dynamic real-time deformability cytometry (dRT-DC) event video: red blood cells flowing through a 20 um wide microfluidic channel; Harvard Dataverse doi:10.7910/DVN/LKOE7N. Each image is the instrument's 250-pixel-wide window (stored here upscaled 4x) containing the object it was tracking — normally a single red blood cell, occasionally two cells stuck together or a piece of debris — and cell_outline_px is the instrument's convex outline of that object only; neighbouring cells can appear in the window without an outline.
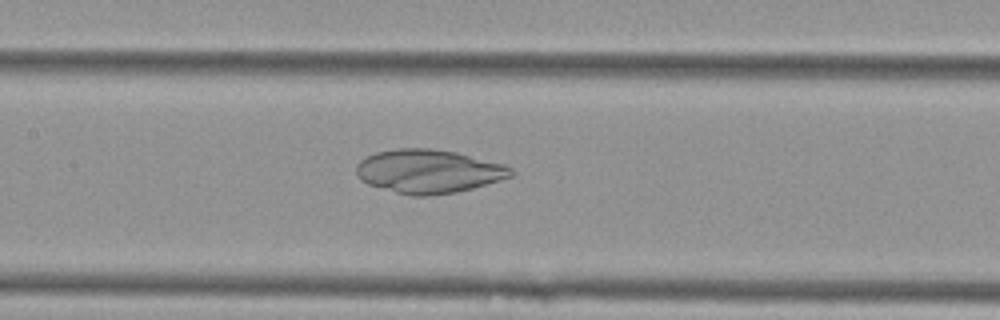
{"species": "Egyptian fruit bat (a non-hibernating species)", "species_latin": "Rousettus aegyptiacus", "temperature_condition": "cold", "stored_images_in_passage": 39, "camera_frame_rate_fps": 3000, "um_per_image_px": 0.085, "animal": {"sex": "female"}, "frame": {"image": 1, "passage_image": 11, "time_ms": 3.333, "image_size_px": [1000, 320], "cell_outline_px": [[516, 172], [512, 176], [500, 180], [472, 188], [456, 192], [428, 196], [412, 196], [396, 192], [368, 184], [360, 180], [356, 172], [356, 164], [364, 156], [376, 152], [396, 148], [432, 148], [456, 152], [504, 164], [512, 168]], "centroid_in_image_um": [36.41, 14.55], "position_along_channel_um": 171.0, "area_um2": 39.54}}
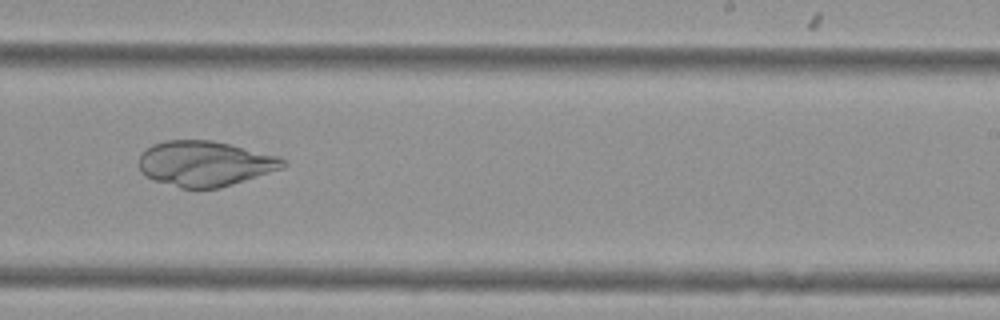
{"frame": {"image": 2, "passage_image": 19, "time_ms": 6.0, "image_size_px": [1000, 320], "cell_outline_px": [[288, 164], [284, 168], [220, 188], [180, 188], [144, 176], [140, 172], [140, 152], [152, 144], [164, 140], [212, 140], [280, 156], [288, 160]], "centroid_in_image_um": [17.44, 13.9], "position_along_channel_um": 271.6, "area_um2": 38.26}}
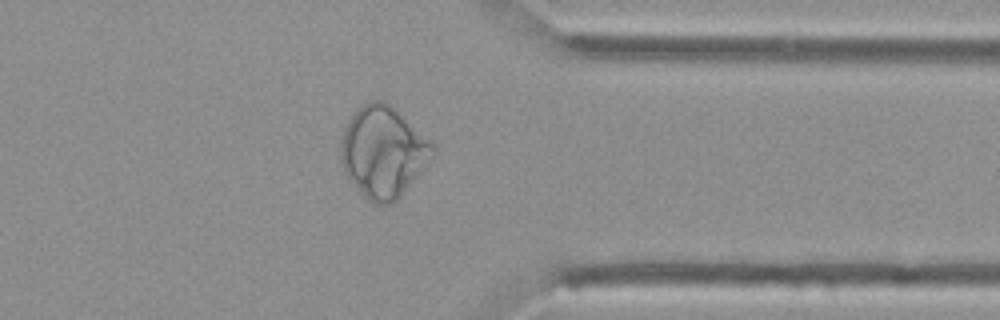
{"frame": {"image": 3, "passage_image": 28, "time_ms": 9.0, "image_size_px": [1000, 320], "cell_outline_px": [[436, 152], [400, 196], [396, 200], [388, 204], [372, 204], [356, 188], [344, 172], [340, 156], [340, 144], [344, 128], [352, 116], [364, 104], [372, 100], [384, 100], [432, 140], [436, 144]], "centroid_in_image_um": [32.57, 12.91], "position_along_channel_um": 378.8, "area_um2": 48.44}}